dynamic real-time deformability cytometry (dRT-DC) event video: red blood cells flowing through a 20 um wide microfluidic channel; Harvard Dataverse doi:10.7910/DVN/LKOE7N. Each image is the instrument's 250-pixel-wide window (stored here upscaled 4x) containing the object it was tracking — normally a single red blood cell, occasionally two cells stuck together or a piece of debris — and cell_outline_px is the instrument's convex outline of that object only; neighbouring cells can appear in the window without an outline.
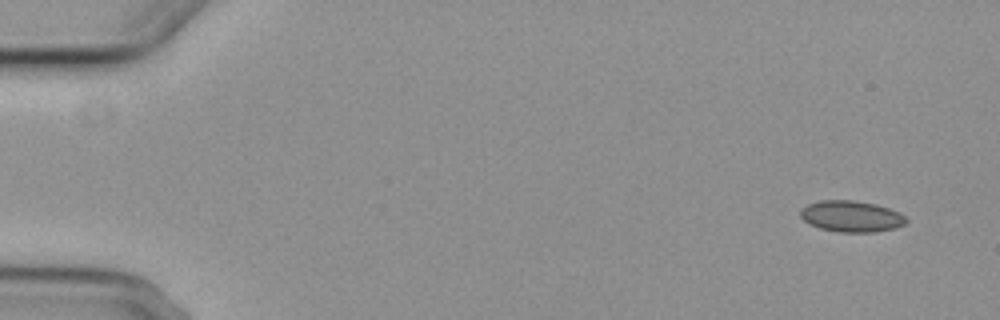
{"species": "common noctule bat (a hibernating species)", "species_latin": "Nyctalus noctula", "temperature_condition": "cold", "stored_images_in_passage": 3, "camera_frame_rate_fps": 3000, "um_per_image_px": 0.085, "animal": {"sex": "female", "body_mass_g": 29.2, "forearm_length_mm": 56.3}, "frame": {"image": 1, "passage_image": 1, "time_ms": 0.0, "image_size_px": [1000, 320], "cell_outline_px": [[908, 220], [904, 224], [896, 228], [872, 232], [840, 232], [820, 228], [804, 220], [800, 216], [800, 208], [808, 204], [820, 200], [852, 200], [876, 204], [900, 212]], "centroid_in_image_um": [72.37, 18.38], "position_along_channel_um": 12.6, "area_um2": 19.19}}